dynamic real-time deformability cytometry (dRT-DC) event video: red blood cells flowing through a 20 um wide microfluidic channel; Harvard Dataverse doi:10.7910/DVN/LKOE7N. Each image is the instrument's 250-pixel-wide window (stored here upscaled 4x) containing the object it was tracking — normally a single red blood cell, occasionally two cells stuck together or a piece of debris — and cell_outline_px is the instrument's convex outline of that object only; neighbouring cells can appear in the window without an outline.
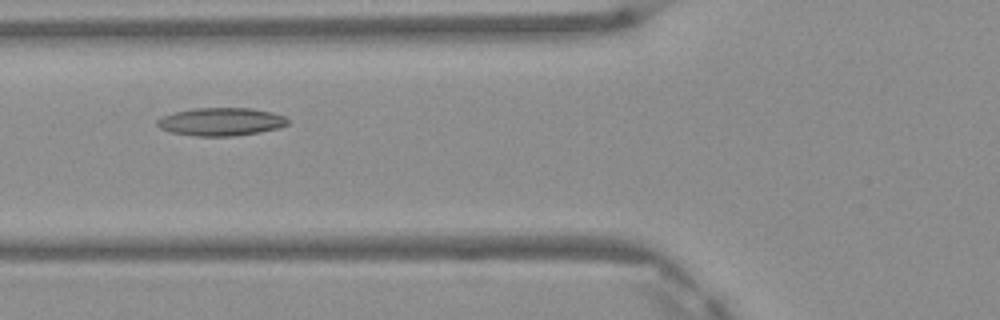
{"species": "Egyptian fruit bat (a non-hibernating species)", "species_latin": "Rousettus aegyptiacus", "temperature_condition": "warm", "stored_images_in_passage": 2, "camera_frame_rate_fps": 3000, "um_per_image_px": 0.085, "frame": {"image": 1, "passage_image": 2, "time_ms": 0.333, "image_size_px": [1000, 320], "cell_outline_px": [[292, 120], [288, 124], [280, 128], [260, 132], [236, 136], [196, 136], [172, 132], [160, 128], [156, 124], [156, 120], [160, 116], [192, 108], [248, 108], [272, 112], [284, 116]], "centroid_in_image_um": [18.81, 10.35], "position_along_channel_um": 107.0, "area_um2": 21.5}}